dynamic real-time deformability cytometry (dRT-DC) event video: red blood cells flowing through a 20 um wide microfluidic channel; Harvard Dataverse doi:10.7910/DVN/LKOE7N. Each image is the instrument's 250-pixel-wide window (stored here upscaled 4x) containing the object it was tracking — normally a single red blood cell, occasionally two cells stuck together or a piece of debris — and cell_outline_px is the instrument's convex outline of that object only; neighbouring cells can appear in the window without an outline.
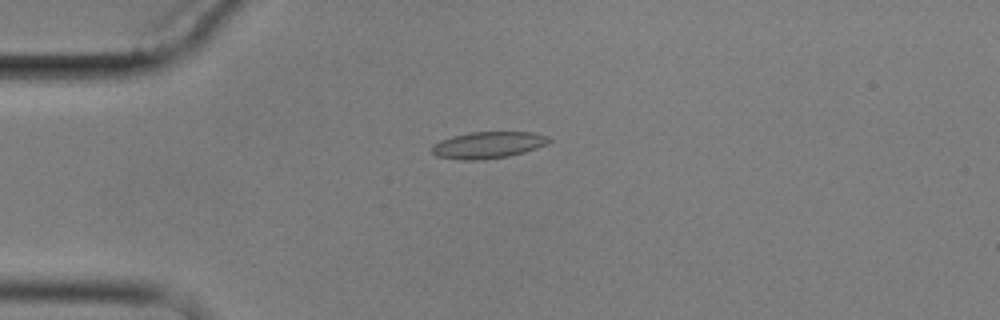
{"species": "common noctule bat (a hibernating species)", "species_latin": "Nyctalus noctula", "temperature_condition": "cold", "stored_images_in_passage": 3, "camera_frame_rate_fps": 3000, "um_per_image_px": 0.085, "animal": {"sex": "male", "body_mass_g": 17.9}, "frame": {"image": 1, "passage_image": 3, "time_ms": 2.667, "image_size_px": [1000, 320], "cell_outline_px": [[552, 140], [548, 144], [524, 152], [508, 156], [484, 160], [464, 160], [436, 156], [432, 152], [432, 144], [440, 140], [452, 136], [472, 132], [532, 132], [548, 136]], "centroid_in_image_um": [41.49, 12.32], "position_along_channel_um": 43.5, "area_um2": 18.26}}